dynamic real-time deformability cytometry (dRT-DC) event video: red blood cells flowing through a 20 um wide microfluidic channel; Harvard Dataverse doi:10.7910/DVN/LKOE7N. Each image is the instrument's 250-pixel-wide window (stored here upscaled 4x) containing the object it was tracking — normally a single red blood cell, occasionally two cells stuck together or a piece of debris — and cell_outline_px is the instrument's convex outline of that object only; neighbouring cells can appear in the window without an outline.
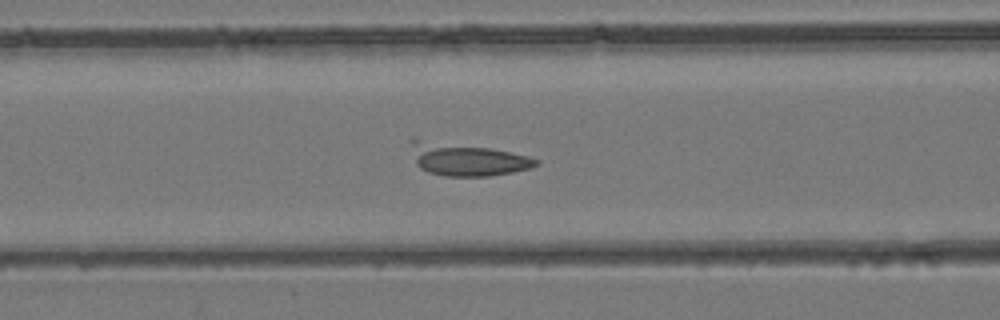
{"species": "common noctule bat (a hibernating species)", "species_latin": "Nyctalus noctula", "temperature_condition": "room temperature", "stored_images_in_passage": 6, "camera_frame_rate_fps": 3000, "um_per_image_px": 0.085, "animal": {"sex": "female", "body_mass_g": 24.6, "forearm_length_mm": 56.2}, "frame": {"image": 1, "passage_image": 6, "time_ms": 8.0, "image_size_px": [1000, 320], "cell_outline_px": [[540, 164], [532, 168], [512, 172], [488, 176], [444, 176], [428, 172], [420, 168], [416, 164], [408, 140], [416, 140], [492, 148], [528, 156], [540, 160]], "centroid_in_image_um": [39.73, 13.57], "position_along_channel_um": 126.9, "area_um2": 23.41}}